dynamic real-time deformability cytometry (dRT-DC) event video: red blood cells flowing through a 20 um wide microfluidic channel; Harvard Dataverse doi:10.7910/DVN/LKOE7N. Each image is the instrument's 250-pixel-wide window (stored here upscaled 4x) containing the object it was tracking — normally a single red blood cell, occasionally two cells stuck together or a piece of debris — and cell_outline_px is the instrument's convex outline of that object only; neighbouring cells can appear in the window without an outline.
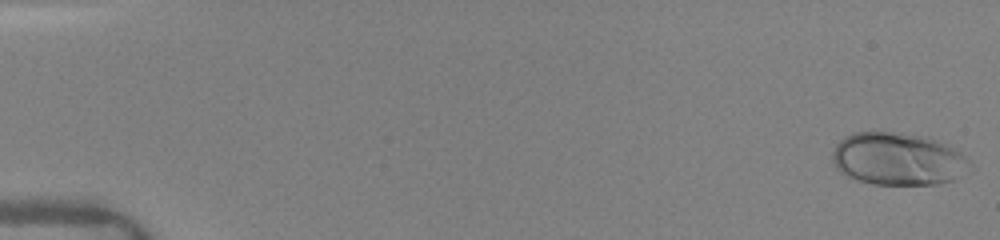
{"species": "human", "species_latin": "Homo sapiens", "temperature_condition": "warm", "stored_images_in_passage": 9, "camera_frame_rate_fps": 3000, "um_per_image_px": 0.085, "donor": {"sex": "female"}, "frame": {"image": 1, "passage_image": 1, "time_ms": 0.0, "image_size_px": [1000, 240], "cell_outline_px": [[976, 168], [956, 180], [936, 184], [872, 184], [856, 180], [840, 172], [836, 168], [832, 160], [832, 152], [836, 144], [844, 136], [852, 132], [892, 132], [920, 136], [932, 140], [960, 152]], "centroid_in_image_um": [76.33, 13.54], "position_along_channel_um": 8.7, "area_um2": 42.19}}
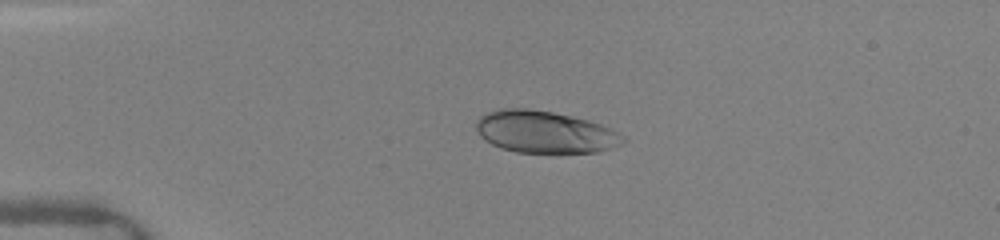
{"frame": {"image": 2, "passage_image": 6, "time_ms": 3.667, "image_size_px": [1000, 240], "cell_outline_px": [[628, 140], [624, 144], [600, 152], [516, 152], [500, 148], [484, 140], [480, 136], [476, 128], [476, 120], [480, 116], [488, 112], [500, 108], [528, 108], [552, 112], [572, 116], [588, 120], [612, 128], [624, 136]], "centroid_in_image_um": [46.34, 11.22], "position_along_channel_um": 38.7, "area_um2": 36.3}}
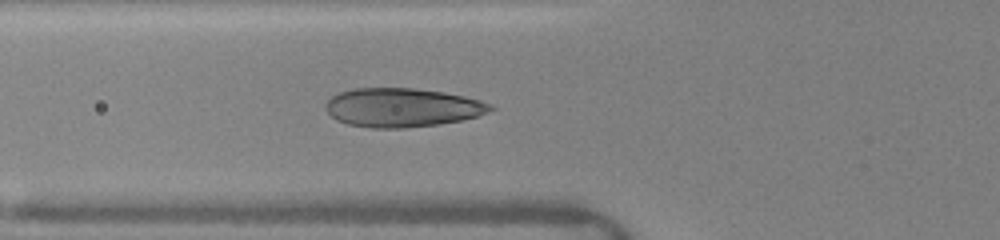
{"frame": {"image": 3, "passage_image": 9, "time_ms": 6.0, "image_size_px": [1000, 240], "cell_outline_px": [[496, 108], [488, 112], [476, 116], [460, 120], [440, 124], [404, 128], [372, 128], [348, 124], [336, 120], [324, 108], [324, 104], [332, 96], [340, 92], [352, 88], [412, 88], [444, 92], [464, 96], [480, 100], [492, 104]], "centroid_in_image_um": [34.17, 9.14], "position_along_channel_um": 91.6, "area_um2": 37.4}}